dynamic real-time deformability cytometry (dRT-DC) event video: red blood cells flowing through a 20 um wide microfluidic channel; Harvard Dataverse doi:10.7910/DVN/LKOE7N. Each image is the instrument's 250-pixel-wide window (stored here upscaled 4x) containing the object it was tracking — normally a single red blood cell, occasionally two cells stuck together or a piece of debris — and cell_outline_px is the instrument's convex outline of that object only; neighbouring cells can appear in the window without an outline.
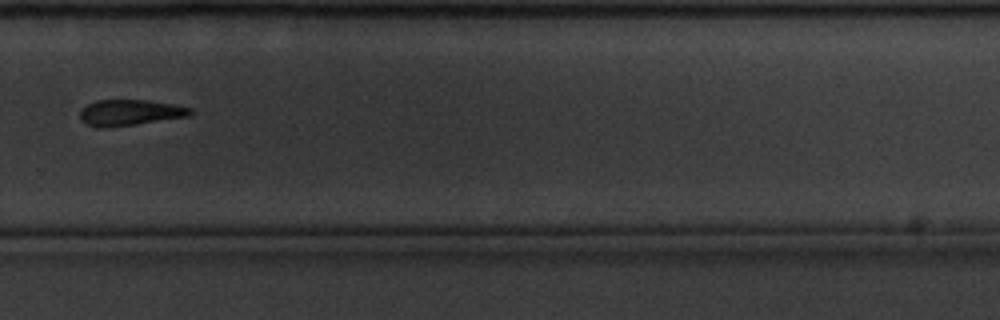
{"species": "common noctule bat (a hibernating species)", "species_latin": "Nyctalus noctula", "temperature_condition": "cold", "stored_images_in_passage": 10, "camera_frame_rate_fps": 3000, "um_per_image_px": 0.085, "animal": {"sex": "male", "body_mass_g": 20.1, "forearm_length_mm": 53.5}, "frame": {"image": 1, "passage_image": 9, "time_ms": 2.667, "image_size_px": [1000, 320], "cell_outline_px": [[192, 112], [188, 116], [108, 128], [100, 128], [88, 124], [80, 120], [80, 108], [96, 100], [144, 100], [172, 104], [192, 108]], "centroid_in_image_um": [10.98, 9.57], "position_along_channel_um": 318.8, "area_um2": 16.53}}